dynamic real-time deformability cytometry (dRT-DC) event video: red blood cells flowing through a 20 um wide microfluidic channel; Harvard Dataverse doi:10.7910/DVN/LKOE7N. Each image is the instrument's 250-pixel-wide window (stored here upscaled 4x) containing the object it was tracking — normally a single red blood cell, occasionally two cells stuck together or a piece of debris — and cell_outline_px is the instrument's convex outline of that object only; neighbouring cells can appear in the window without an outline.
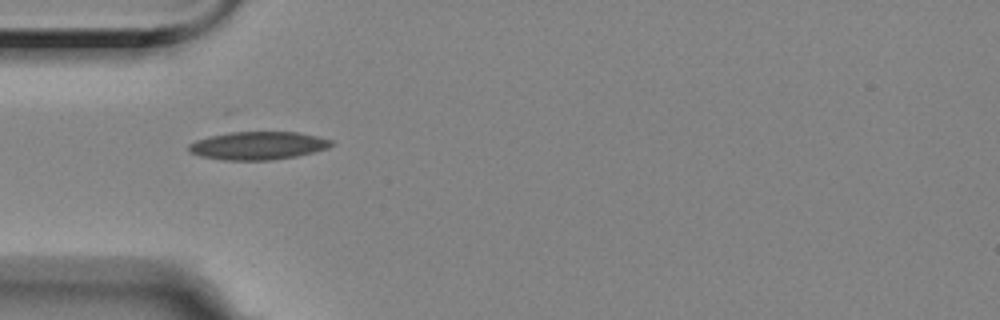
{"species": "Egyptian fruit bat (a non-hibernating species)", "species_latin": "Rousettus aegyptiacus", "temperature_condition": "room temperature", "stored_images_in_passage": 5, "camera_frame_rate_fps": 3000, "um_per_image_px": 0.085, "animal": {"sex": "female"}, "frame": {"image": 1, "passage_image": 1, "time_ms": 0.0, "image_size_px": [1000, 320], "cell_outline_px": [[336, 144], [328, 148], [296, 156], [268, 160], [224, 160], [200, 156], [188, 152], [188, 144], [196, 140], [208, 136], [232, 132], [296, 132], [316, 136], [332, 140]], "centroid_in_image_um": [21.91, 12.37], "position_along_channel_um": 63.1, "area_um2": 23.29}}
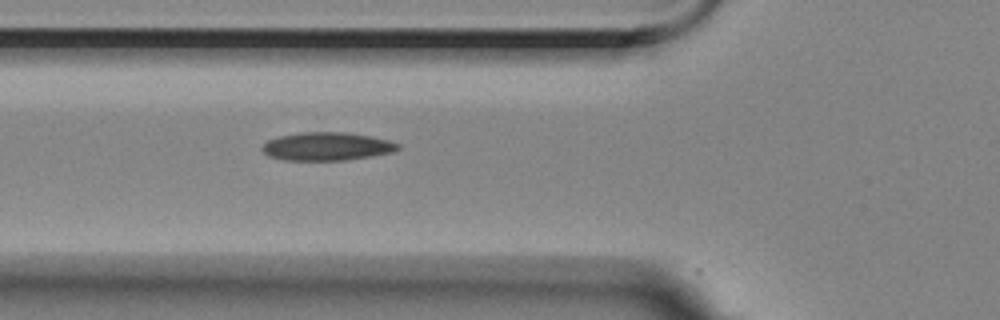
{"frame": {"image": 2, "passage_image": 4, "time_ms": 1.0, "image_size_px": [1000, 320], "cell_outline_px": [[400, 148], [392, 152], [372, 156], [348, 160], [284, 160], [268, 156], [260, 148], [268, 140], [280, 136], [300, 132], [348, 132], [372, 136], [388, 140], [400, 144]], "centroid_in_image_um": [27.8, 12.44], "position_along_channel_um": 98.0, "area_um2": 22.43}}